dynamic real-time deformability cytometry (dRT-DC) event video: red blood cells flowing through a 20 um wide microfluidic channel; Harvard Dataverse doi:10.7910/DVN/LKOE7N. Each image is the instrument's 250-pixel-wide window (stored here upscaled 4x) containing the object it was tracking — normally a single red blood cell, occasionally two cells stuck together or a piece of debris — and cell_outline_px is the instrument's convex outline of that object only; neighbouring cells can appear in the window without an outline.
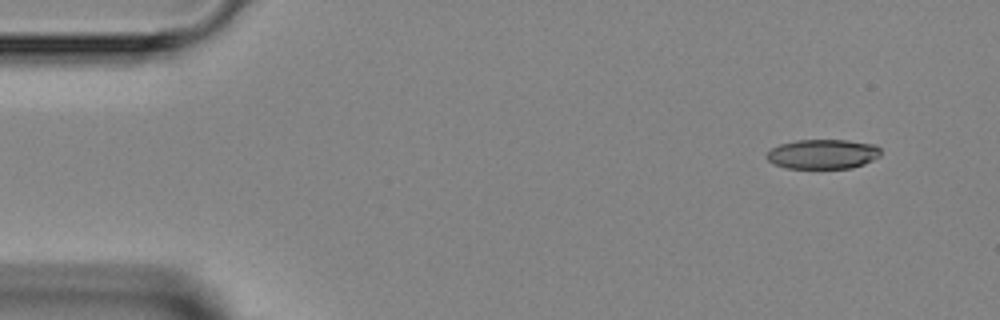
{"species": "Egyptian fruit bat (a non-hibernating species)", "species_latin": "Rousettus aegyptiacus", "temperature_condition": "room temperature", "stored_images_in_passage": 5, "segment_of_instrument_passage": [1, 2], "camera_frame_rate_fps": 3000, "um_per_image_px": 0.085, "animal": {"sex": "female"}, "frame": {"image": 1, "passage_image": 1, "time_ms": 0.0, "image_size_px": [1000, 320], "cell_outline_px": [[880, 156], [864, 164], [852, 168], [784, 168], [772, 164], [764, 156], [772, 148], [780, 144], [796, 140], [848, 140], [876, 144], [880, 148]], "centroid_in_image_um": [69.93, 13.1], "position_along_channel_um": 15.1, "area_um2": 19.88}}
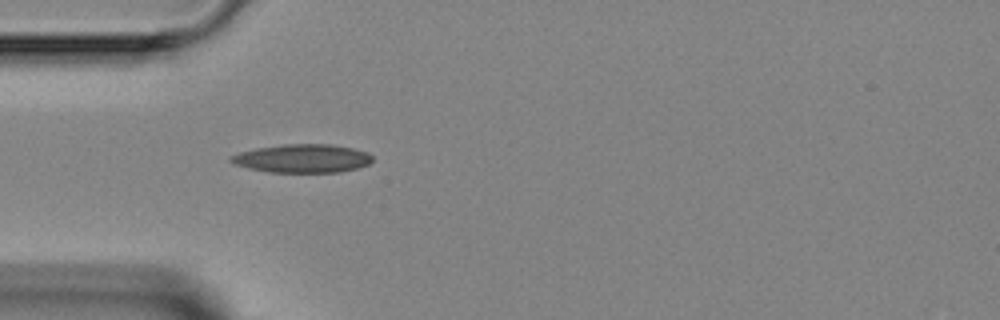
{"frame": {"image": 2, "passage_image": 4, "time_ms": 3.333, "image_size_px": [1000, 320], "cell_outline_px": [[372, 160], [368, 164], [356, 168], [340, 172], [268, 172], [248, 168], [236, 164], [228, 160], [228, 156], [240, 152], [256, 148], [284, 144], [332, 144], [352, 148], [368, 152], [372, 156]], "centroid_in_image_um": [25.69, 13.46], "position_along_channel_um": 59.3, "area_um2": 23.47}}